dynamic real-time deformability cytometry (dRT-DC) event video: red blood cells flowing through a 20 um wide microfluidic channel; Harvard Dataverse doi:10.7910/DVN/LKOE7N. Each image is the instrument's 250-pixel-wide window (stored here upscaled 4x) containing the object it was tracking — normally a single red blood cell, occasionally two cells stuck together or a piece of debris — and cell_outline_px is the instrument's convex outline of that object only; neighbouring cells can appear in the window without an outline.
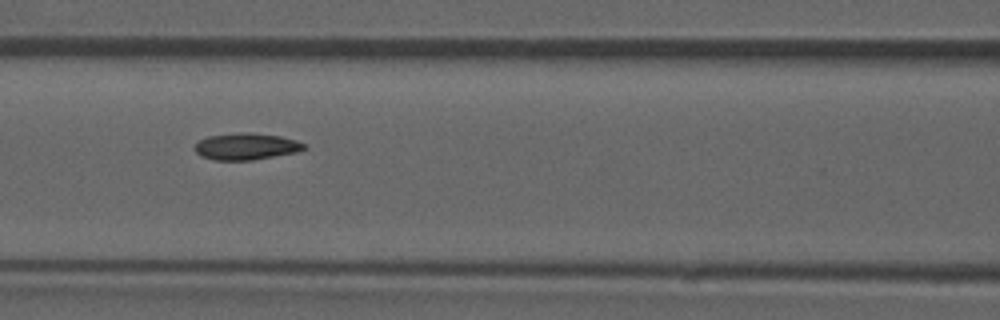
{"species": "common noctule bat (a hibernating species)", "species_latin": "Nyctalus noctula", "temperature_condition": "room temperature", "stored_images_in_passage": 53, "camera_frame_rate_fps": 3000, "um_per_image_px": 0.085, "animal": {"sex": "male", "forearm_length_mm": 52.5}, "frame": {"image": 1, "passage_image": 23, "time_ms": 7.333, "image_size_px": [1000, 320], "cell_outline_px": [[308, 148], [296, 152], [252, 160], [212, 160], [200, 156], [192, 148], [200, 140], [208, 136], [240, 132], [252, 132], [280, 136], [296, 140], [308, 144]], "centroid_in_image_um": [20.93, 12.44], "position_along_channel_um": 145.7, "area_um2": 17.22}, "authors_computed_cell_mechanics": {"area_um2": 16.9354, "velocity_mm_per_s": 3.8982, "shape_relaxation_time_tau1_ms": null, "shape_relaxation_time_tau2_ms": 4.3596, "deformation_change_tau1": null, "deformation_change_tau2": 0.0872}}